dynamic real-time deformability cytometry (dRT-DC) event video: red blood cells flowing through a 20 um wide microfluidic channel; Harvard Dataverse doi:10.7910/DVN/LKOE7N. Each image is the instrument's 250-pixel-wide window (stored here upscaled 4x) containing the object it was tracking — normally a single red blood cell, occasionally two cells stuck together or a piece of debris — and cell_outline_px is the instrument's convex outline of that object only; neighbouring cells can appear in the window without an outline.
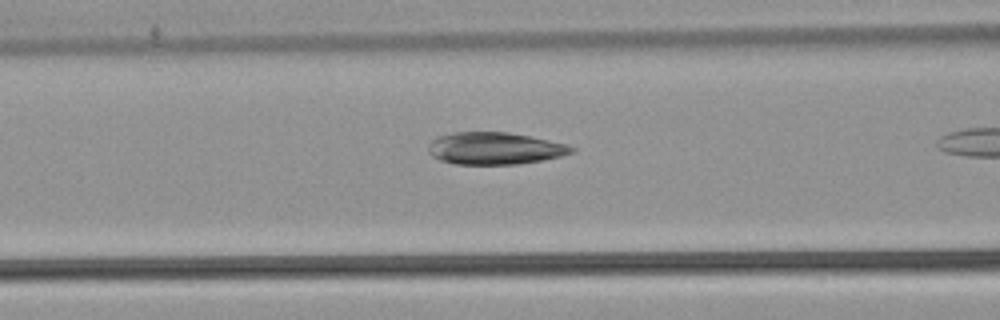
{"species": "common noctule bat (a hibernating species)", "species_latin": "Nyctalus noctula", "temperature_condition": "warm", "stored_images_in_passage": 7, "camera_frame_rate_fps": 3000, "um_per_image_px": 0.085, "animal": {"sex": "male", "body_mass_g": 21.5, "forearm_length_mm": 52.0}, "frame": {"image": 1, "passage_image": 6, "time_ms": 1.667, "image_size_px": [1000, 320], "cell_outline_px": [[576, 148], [572, 152], [560, 156], [544, 160], [520, 164], [456, 164], [440, 160], [432, 156], [428, 152], [428, 144], [436, 136], [452, 132], [508, 132], [568, 144]], "centroid_in_image_um": [42.02, 12.61], "position_along_channel_um": 124.6, "area_um2": 26.93}}